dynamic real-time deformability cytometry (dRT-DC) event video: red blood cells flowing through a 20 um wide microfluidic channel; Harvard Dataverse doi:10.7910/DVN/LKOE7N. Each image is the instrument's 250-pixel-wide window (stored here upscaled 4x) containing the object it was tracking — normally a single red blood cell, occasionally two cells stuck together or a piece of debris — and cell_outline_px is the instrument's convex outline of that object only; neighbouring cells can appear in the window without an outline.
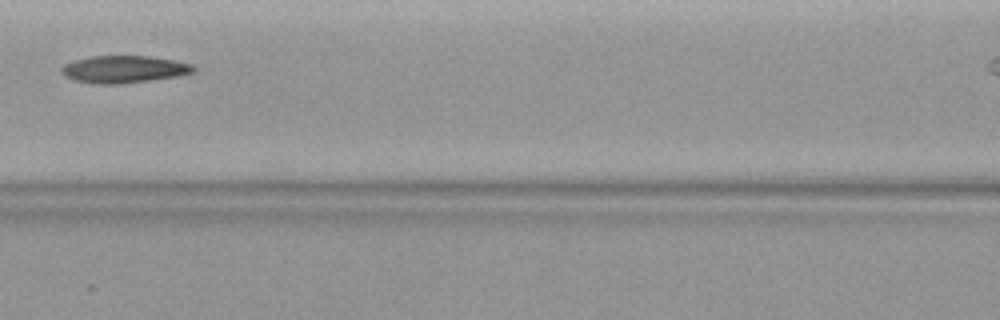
{"species": "common noctule bat (a hibernating species)", "species_latin": "Nyctalus noctula", "temperature_condition": "warm", "stored_images_in_passage": 27, "camera_frame_rate_fps": 3000, "um_per_image_px": 0.085, "animal": {"sex": "female", "body_mass_g": 19.9}, "frame": {"image": 1, "passage_image": 8, "time_ms": 2.333, "image_size_px": [1000, 320], "cell_outline_px": [[196, 68], [192, 72], [176, 76], [120, 84], [96, 84], [76, 80], [64, 76], [60, 72], [60, 68], [64, 64], [72, 60], [92, 56], [148, 56], [172, 60], [192, 64]], "centroid_in_image_um": [10.46, 5.88], "position_along_channel_um": 156.1, "area_um2": 20.81}}
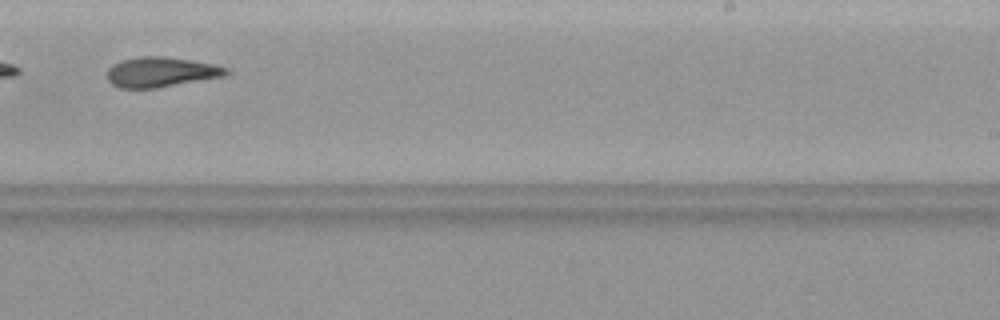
{"frame": {"image": 2, "passage_image": 16, "time_ms": 5.0, "image_size_px": [1000, 320], "cell_outline_px": [[228, 76], [156, 88], [120, 88], [112, 84], [108, 80], [108, 68], [112, 64], [120, 60], [144, 56], [160, 56], [188, 60], [212, 64], [228, 68]], "centroid_in_image_um": [13.68, 6.13], "position_along_channel_um": 275.3, "area_um2": 20.75}}